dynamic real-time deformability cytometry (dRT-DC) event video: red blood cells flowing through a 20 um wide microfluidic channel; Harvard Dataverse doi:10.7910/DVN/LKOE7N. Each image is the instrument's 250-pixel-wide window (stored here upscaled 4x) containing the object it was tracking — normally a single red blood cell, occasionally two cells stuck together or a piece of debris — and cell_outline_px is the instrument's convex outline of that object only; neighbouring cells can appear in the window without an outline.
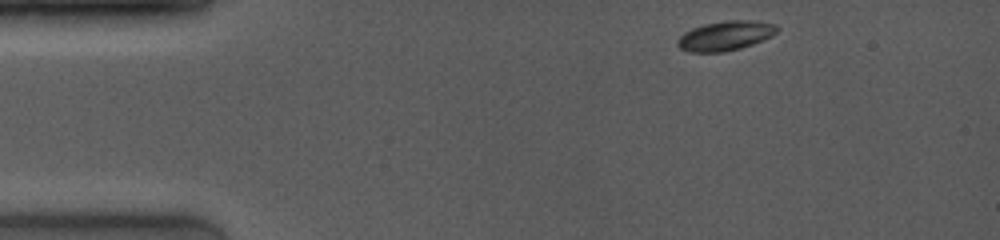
{"species": "common noctule bat (a hibernating species)", "species_latin": "Nyctalus noctula", "temperature_condition": "room temperature", "stored_images_in_passage": 56, "camera_frame_rate_fps": 4000, "um_per_image_px": 0.085, "animal": {"sex": "female", "body_mass_g": 19.0, "forearm_length_mm": 53.3}, "frame": {"image": 1, "passage_image": 1, "time_ms": 0.0, "image_size_px": [1000, 240], "cell_outline_px": [[780, 28], [772, 36], [764, 40], [740, 48], [724, 52], [688, 52], [680, 48], [676, 44], [676, 40], [684, 32], [692, 28], [704, 24], [724, 20], [756, 20], [776, 24]], "centroid_in_image_um": [61.67, 3.03], "position_along_channel_um": 23.3, "area_um2": 17.4}}
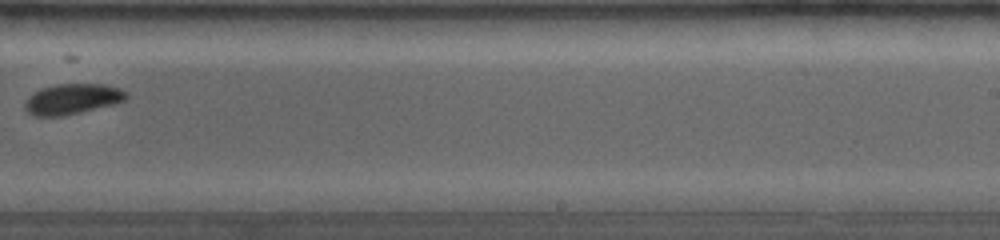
{"frame": {"image": 2, "passage_image": 33, "time_ms": 8.25, "image_size_px": [1000, 240], "cell_outline_px": [[128, 96], [124, 100], [112, 104], [64, 116], [32, 116], [24, 108], [24, 104], [28, 96], [40, 88], [56, 84], [104, 84], [120, 88], [128, 92]], "centroid_in_image_um": [6.11, 8.41], "position_along_channel_um": 282.9, "area_um2": 18.03}}
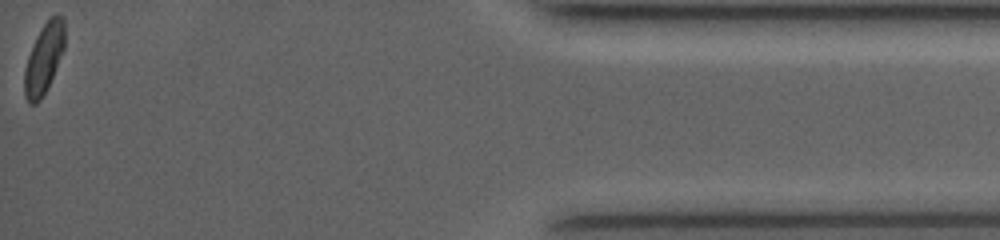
{"frame": {"image": 3, "passage_image": 56, "time_ms": 13.5, "image_size_px": [1000, 240], "cell_outline_px": [[64, 48], [52, 76], [40, 100], [36, 104], [28, 104], [24, 96], [24, 68], [32, 44], [36, 36], [48, 16], [56, 12], [64, 20]], "centroid_in_image_um": [3.71, 4.93], "position_along_channel_um": 431.5, "area_um2": 16.47}, "authors_computed_cell_mechanics": {"area_um2": 17.6868, "velocity_mm_per_s": 4.0627, "shape_relaxation_time_tau1_ms": 5.9301, "shape_relaxation_time_tau2_ms": null, "deformation_change_tau1": 0.1164, "deformation_change_tau2": null}}